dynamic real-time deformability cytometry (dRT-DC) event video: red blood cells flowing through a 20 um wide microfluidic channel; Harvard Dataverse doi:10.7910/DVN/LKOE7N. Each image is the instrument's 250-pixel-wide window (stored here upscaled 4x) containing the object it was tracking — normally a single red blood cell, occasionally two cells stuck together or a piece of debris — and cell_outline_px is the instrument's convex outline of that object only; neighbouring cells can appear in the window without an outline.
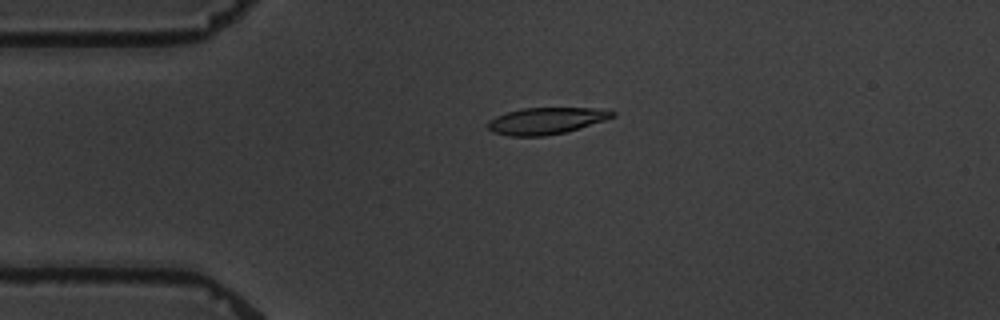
{"species": "common noctule bat (a hibernating species)", "species_latin": "Nyctalus noctula", "temperature_condition": "warm", "stored_images_in_passage": 2, "camera_frame_rate_fps": 3000, "um_per_image_px": 0.085, "animal": {"sex": "male", "body_mass_g": 19.5, "forearm_length_mm": 54.6}, "frame": {"image": 1, "passage_image": 1, "time_ms": 0.0, "image_size_px": [1000, 320], "cell_outline_px": [[616, 116], [580, 128], [564, 132], [544, 136], [508, 136], [492, 132], [488, 128], [488, 120], [496, 116], [520, 108], [592, 108], [616, 112]], "centroid_in_image_um": [46.39, 10.27], "position_along_channel_um": 38.6, "area_um2": 19.25}}